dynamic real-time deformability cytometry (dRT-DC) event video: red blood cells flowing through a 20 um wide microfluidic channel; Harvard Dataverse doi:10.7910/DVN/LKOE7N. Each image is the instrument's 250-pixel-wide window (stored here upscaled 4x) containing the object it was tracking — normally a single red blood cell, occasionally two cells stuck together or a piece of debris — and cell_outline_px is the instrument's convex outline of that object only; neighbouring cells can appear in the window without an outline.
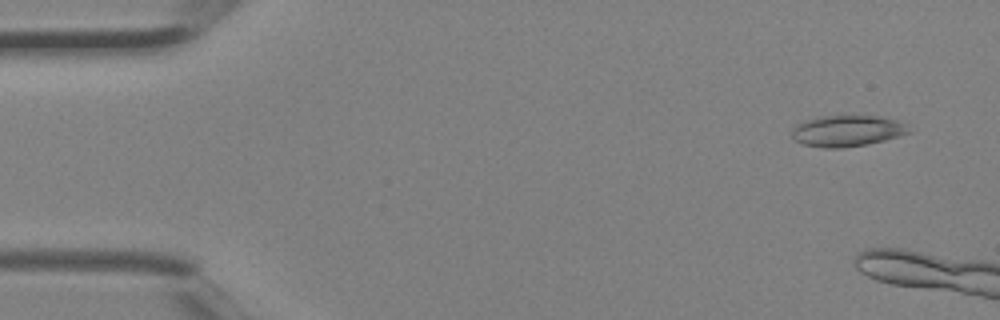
{"species": "Egyptian fruit bat (a non-hibernating species)", "species_latin": "Rousettus aegyptiacus", "temperature_condition": "room temperature", "stored_images_in_passage": 5, "camera_frame_rate_fps": 3000, "um_per_image_px": 0.085, "animal": {"sex": "female"}, "frame": {"image": 1, "passage_image": 1, "time_ms": 0.0, "image_size_px": [1000, 320], "cell_outline_px": [[912, 132], [900, 136], [868, 144], [840, 148], [824, 148], [804, 144], [796, 140], [792, 136], [792, 128], [796, 124], [804, 120], [820, 116], [876, 116], [896, 120], [904, 124]], "centroid_in_image_um": [71.99, 11.12], "position_along_channel_um": 13.0, "area_um2": 21.15}}